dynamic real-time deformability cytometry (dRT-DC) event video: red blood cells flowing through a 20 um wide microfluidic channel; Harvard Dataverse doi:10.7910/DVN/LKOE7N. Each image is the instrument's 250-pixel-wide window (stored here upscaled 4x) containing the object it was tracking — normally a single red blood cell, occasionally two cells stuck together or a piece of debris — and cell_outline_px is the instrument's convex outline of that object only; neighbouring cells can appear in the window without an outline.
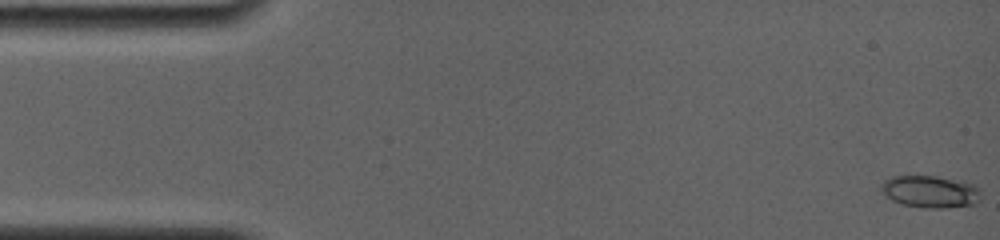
{"species": "common noctule bat (a hibernating species)", "species_latin": "Nyctalus noctula", "temperature_condition": "room temperature", "stored_images_in_passage": 34, "camera_frame_rate_fps": 4000, "um_per_image_px": 0.085, "animal": {"sex": "female", "body_mass_g": 19.0, "forearm_length_mm": 56.7}, "frame": {"image": 1, "passage_image": 1, "time_ms": 0.0, "image_size_px": [1000, 240], "cell_outline_px": [[980, 200], [976, 204], [944, 208], [920, 208], [904, 204], [892, 200], [880, 192], [880, 184], [884, 180], [892, 176], [936, 176], [964, 180], [976, 184], [980, 188]], "centroid_in_image_um": [79.1, 16.28], "position_along_channel_um": 5.9, "area_um2": 19.19}}
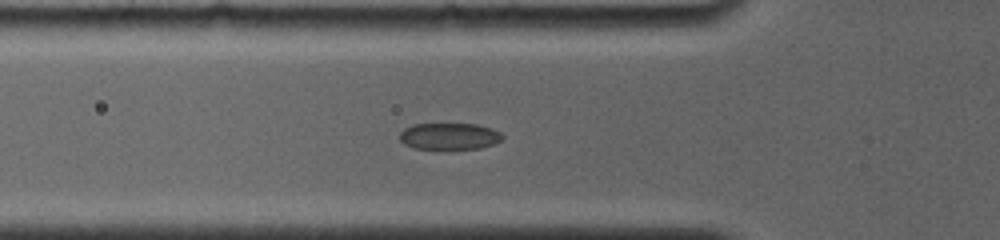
{"frame": {"image": 2, "passage_image": 18, "time_ms": 5.5, "image_size_px": [1000, 240], "cell_outline_px": [[504, 136], [500, 140], [492, 144], [480, 148], [412, 148], [404, 144], [400, 140], [400, 132], [404, 128], [412, 124], [476, 124], [492, 128], [500, 132]], "centroid_in_image_um": [38.17, 11.56], "position_along_channel_um": 87.6, "area_um2": 15.78}}
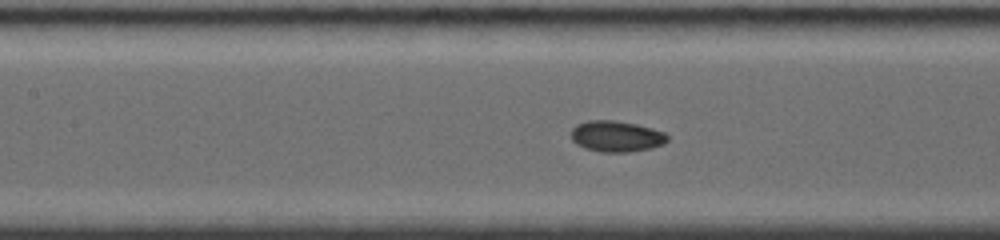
{"frame": {"image": 3, "passage_image": 29, "time_ms": 7.25, "image_size_px": [1000, 240], "cell_outline_px": [[668, 140], [664, 144], [652, 148], [628, 152], [600, 152], [584, 148], [576, 144], [572, 140], [572, 128], [576, 124], [588, 120], [612, 120], [636, 124], [652, 128], [664, 132], [668, 136]], "centroid_in_image_um": [52.39, 11.59], "position_along_channel_um": 155.0, "area_um2": 17.51}}